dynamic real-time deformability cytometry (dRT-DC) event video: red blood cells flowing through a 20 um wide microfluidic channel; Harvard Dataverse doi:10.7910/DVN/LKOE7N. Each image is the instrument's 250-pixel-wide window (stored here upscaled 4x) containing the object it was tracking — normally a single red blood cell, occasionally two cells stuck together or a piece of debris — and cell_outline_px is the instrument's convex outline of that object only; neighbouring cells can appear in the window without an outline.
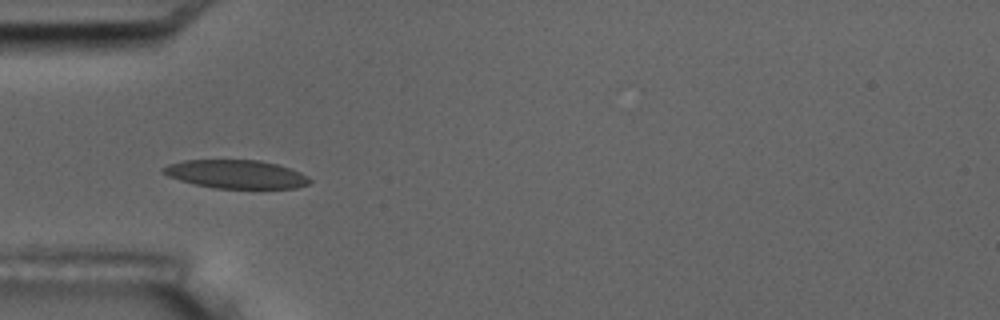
{"species": "common noctule bat (a hibernating species)", "species_latin": "Nyctalus noctula", "temperature_condition": "room temperature", "stored_images_in_passage": 6, "camera_frame_rate_fps": 3000, "um_per_image_px": 0.085, "animal": {"sex": "male", "body_mass_g": 17.5, "forearm_length_mm": 52.3}, "frame": {"image": 1, "passage_image": 5, "time_ms": 5.0, "image_size_px": [1000, 320], "cell_outline_px": [[312, 180], [308, 184], [296, 188], [216, 188], [192, 184], [168, 176], [160, 172], [160, 168], [168, 164], [184, 160], [260, 160], [276, 164], [300, 172], [308, 176]], "centroid_in_image_um": [20.02, 14.8], "position_along_channel_um": 65.0, "area_um2": 24.33}}